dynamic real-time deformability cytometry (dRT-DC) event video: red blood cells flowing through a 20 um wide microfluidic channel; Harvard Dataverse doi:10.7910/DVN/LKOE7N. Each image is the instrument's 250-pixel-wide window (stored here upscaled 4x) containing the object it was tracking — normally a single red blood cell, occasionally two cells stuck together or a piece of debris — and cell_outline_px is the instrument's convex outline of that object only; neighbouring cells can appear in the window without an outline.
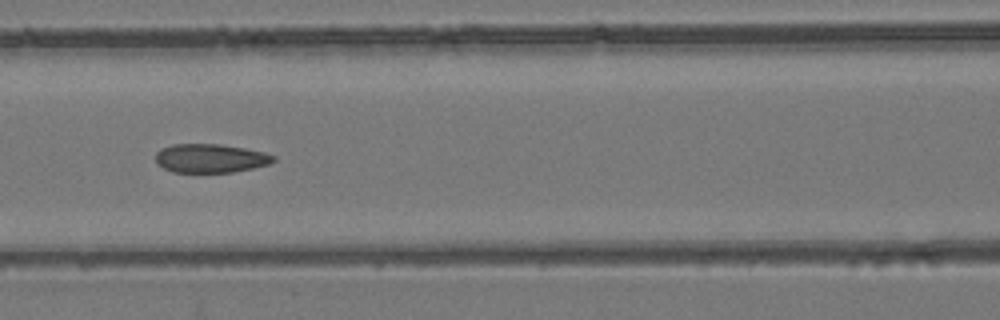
{"species": "common noctule bat (a hibernating species)", "species_latin": "Nyctalus noctula", "temperature_condition": "room temperature", "stored_images_in_passage": 8, "camera_frame_rate_fps": 3000, "um_per_image_px": 0.085, "animal": {"sex": "female", "body_mass_g": 24.6, "forearm_length_mm": 56.2}, "frame": {"image": 1, "passage_image": 6, "time_ms": 6.667, "image_size_px": [1000, 320], "cell_outline_px": [[276, 160], [268, 164], [252, 168], [232, 172], [172, 172], [164, 168], [156, 160], [156, 152], [160, 148], [172, 144], [220, 144], [244, 148], [264, 152], [276, 156]], "centroid_in_image_um": [17.89, 13.44], "position_along_channel_um": 148.7, "area_um2": 19.71}}
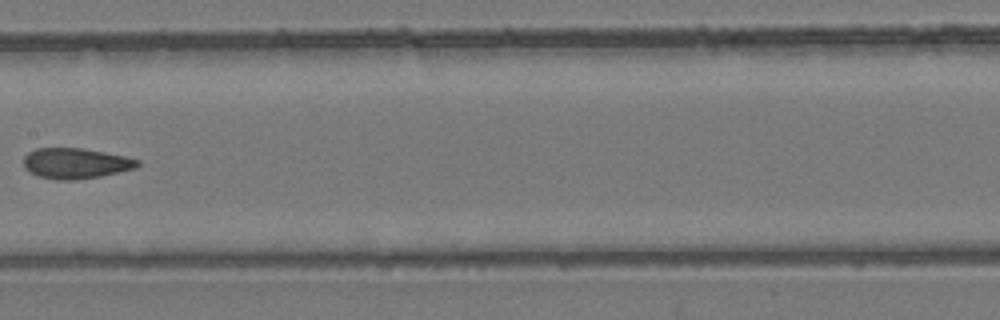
{"frame": {"image": 2, "passage_image": 7, "time_ms": 8.0, "image_size_px": [1000, 320], "cell_outline_px": [[140, 164], [136, 168], [100, 176], [72, 180], [60, 180], [40, 176], [24, 168], [24, 156], [28, 152], [36, 148], [84, 148], [124, 156], [140, 160]], "centroid_in_image_um": [6.44, 13.87], "position_along_channel_um": 201.0, "area_um2": 20.11}}
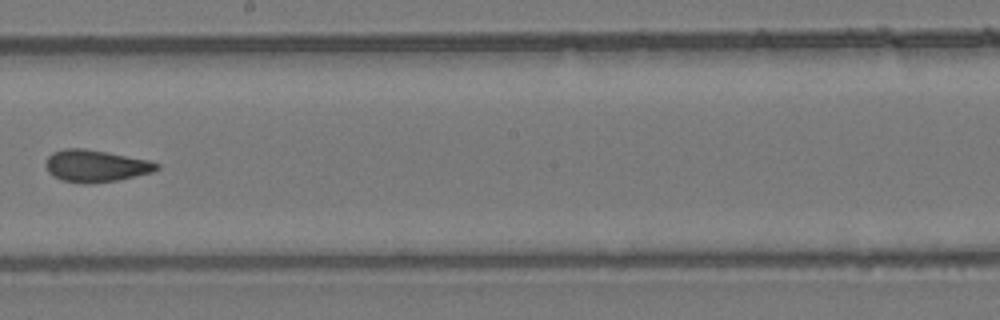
{"frame": {"image": 3, "passage_image": 8, "time_ms": 9.0, "image_size_px": [1000, 320], "cell_outline_px": [[160, 168], [152, 172], [136, 176], [116, 180], [92, 184], [84, 184], [60, 180], [52, 176], [48, 172], [44, 164], [48, 156], [52, 152], [64, 148], [84, 148], [108, 152], [148, 160], [160, 164]], "centroid_in_image_um": [8.09, 14.1], "position_along_channel_um": 240.1, "area_um2": 20.98}}